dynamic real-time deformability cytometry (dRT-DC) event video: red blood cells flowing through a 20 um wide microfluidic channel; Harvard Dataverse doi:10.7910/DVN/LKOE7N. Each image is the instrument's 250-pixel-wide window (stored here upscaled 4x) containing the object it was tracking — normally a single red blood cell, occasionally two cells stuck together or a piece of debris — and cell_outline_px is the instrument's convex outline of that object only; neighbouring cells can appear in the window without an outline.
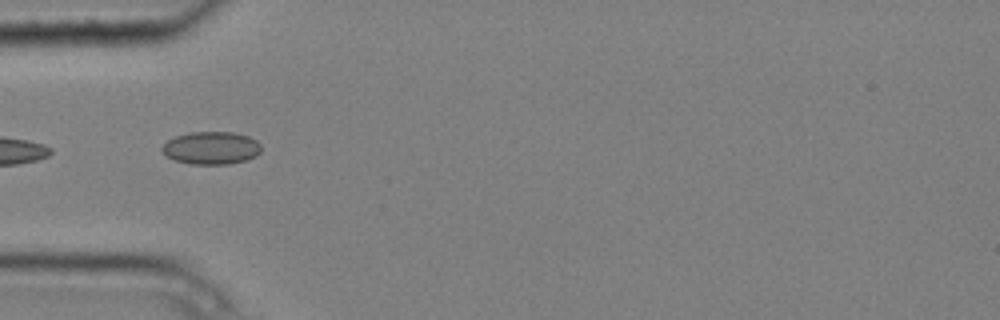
{"species": "common noctule bat (a hibernating species)", "species_latin": "Nyctalus noctula", "temperature_condition": "cold", "stored_images_in_passage": 6, "camera_frame_rate_fps": 3000, "um_per_image_px": 0.085, "animal": {"sex": "male", "body_mass_g": 20.4}, "frame": {"image": 1, "passage_image": 5, "time_ms": 1.333, "image_size_px": [1000, 320], "cell_outline_px": [[260, 152], [256, 156], [248, 160], [228, 164], [192, 164], [176, 160], [168, 156], [160, 148], [168, 140], [176, 136], [192, 132], [232, 132], [248, 136], [256, 140], [260, 144]], "centroid_in_image_um": [17.99, 12.58], "position_along_channel_um": 67.0, "area_um2": 18.79}}
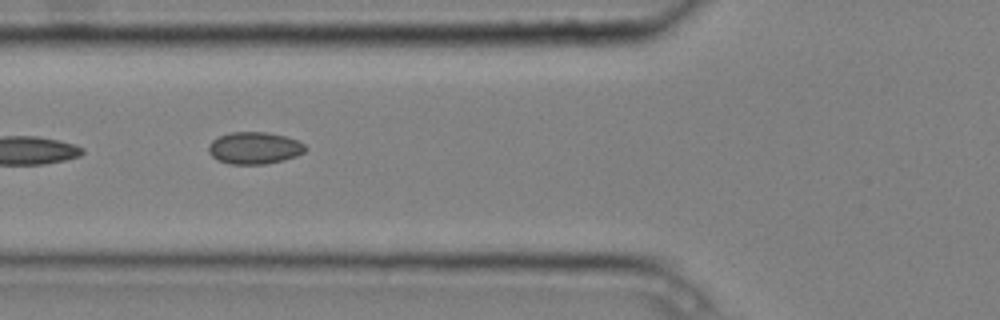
{"frame": {"image": 2, "passage_image": 6, "time_ms": 1.667, "image_size_px": [1000, 320], "cell_outline_px": [[308, 148], [304, 152], [296, 156], [284, 160], [264, 164], [228, 164], [216, 160], [208, 152], [208, 144], [212, 140], [220, 136], [232, 132], [268, 132], [284, 136], [296, 140], [304, 144]], "centroid_in_image_um": [21.6, 12.59], "position_along_channel_um": 104.2, "area_um2": 18.15}}